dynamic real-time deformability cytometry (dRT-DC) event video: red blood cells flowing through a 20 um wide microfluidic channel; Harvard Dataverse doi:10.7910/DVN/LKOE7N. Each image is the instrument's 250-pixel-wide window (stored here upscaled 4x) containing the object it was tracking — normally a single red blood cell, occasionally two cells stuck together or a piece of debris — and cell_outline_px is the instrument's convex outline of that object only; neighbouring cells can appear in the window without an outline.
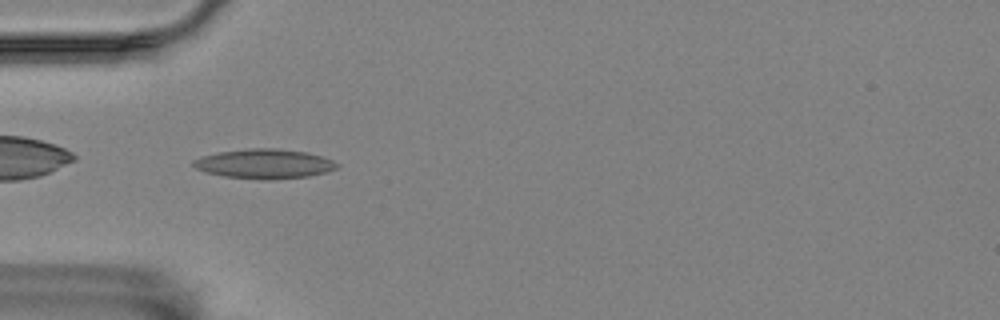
{"species": "Egyptian fruit bat (a non-hibernating species)", "species_latin": "Rousettus aegyptiacus", "temperature_condition": "room temperature", "stored_images_in_passage": 41, "camera_frame_rate_fps": 3000, "um_per_image_px": 0.085, "animal": {"sex": "female"}, "frame": {"image": 1, "passage_image": 2, "time_ms": 0.333, "image_size_px": [1000, 320], "cell_outline_px": [[340, 164], [336, 168], [324, 172], [308, 176], [272, 180], [264, 180], [224, 176], [204, 172], [196, 168], [192, 164], [192, 160], [204, 156], [220, 152], [248, 148], [276, 148], [308, 152], [332, 160]], "centroid_in_image_um": [22.46, 13.92], "position_along_channel_um": 62.5, "area_um2": 24.68}}
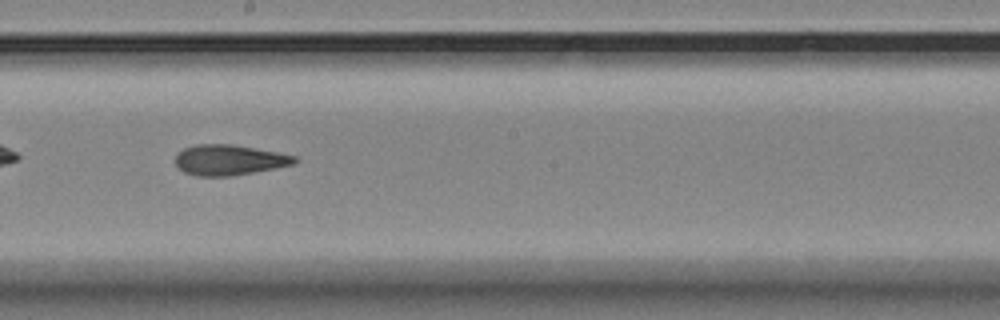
{"frame": {"image": 2, "passage_image": 16, "time_ms": 5.0, "image_size_px": [1000, 320], "cell_outline_px": [[300, 160], [296, 164], [276, 168], [228, 176], [196, 176], [184, 172], [176, 164], [176, 156], [184, 148], [196, 144], [232, 144], [276, 152], [296, 156]], "centroid_in_image_um": [19.51, 13.59], "position_along_channel_um": 228.7, "area_um2": 21.04}}
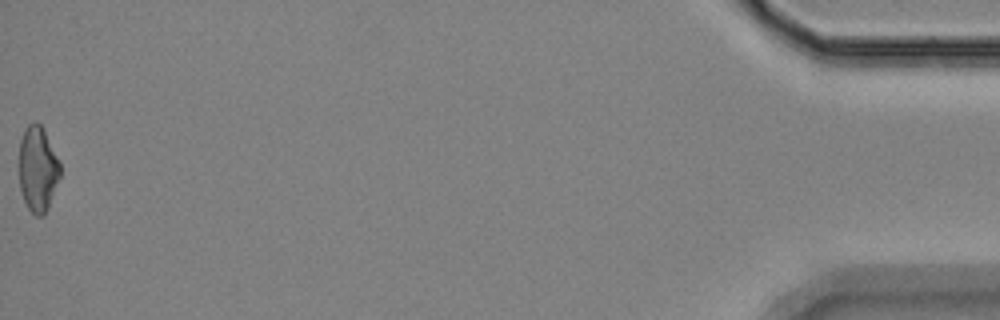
{"frame": {"image": 3, "passage_image": 41, "time_ms": 13.333, "image_size_px": [1000, 320], "cell_outline_px": [[60, 176], [48, 208], [44, 216], [36, 216], [28, 208], [24, 200], [20, 188], [20, 140], [28, 124], [36, 120], [40, 124], [60, 164]], "centroid_in_image_um": [3.21, 14.39], "position_along_channel_um": 432.0, "area_um2": 20.0}, "authors_computed_cell_mechanics": {"area_um2": 21.097, "velocity_mm_per_s": 3.5736, "shape_relaxation_time_tau1_ms": null, "shape_relaxation_time_tau2_ms": 4.8852, "deformation_change_tau1": null, "deformation_change_tau2": 0.1512}}